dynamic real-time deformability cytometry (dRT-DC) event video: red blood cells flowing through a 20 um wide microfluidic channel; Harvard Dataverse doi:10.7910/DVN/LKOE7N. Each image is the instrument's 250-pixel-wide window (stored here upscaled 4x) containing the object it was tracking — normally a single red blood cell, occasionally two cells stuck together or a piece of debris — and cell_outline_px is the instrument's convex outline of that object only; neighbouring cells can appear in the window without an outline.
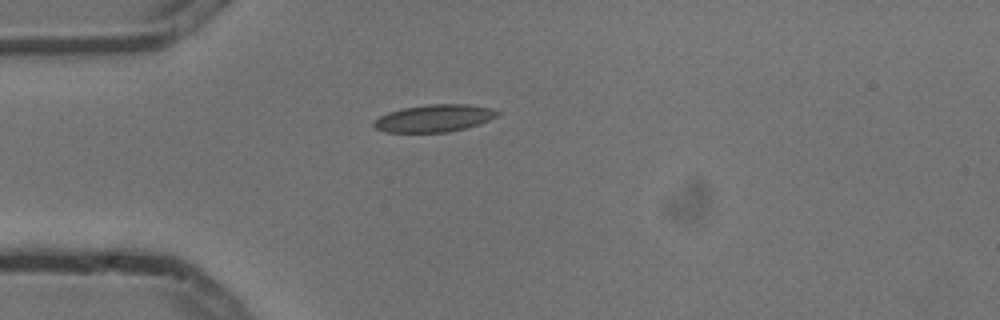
{"species": "common noctule bat (a hibernating species)", "species_latin": "Nyctalus noctula", "temperature_condition": "cold", "stored_images_in_passage": 1, "camera_frame_rate_fps": 3000, "um_per_image_px": 0.085, "animal": {"sex": "male", "body_mass_g": 13.3}, "frame": {"image": 1, "passage_image": 1, "time_ms": 0.0, "image_size_px": [1000, 320], "cell_outline_px": [[500, 112], [496, 116], [480, 124], [448, 132], [384, 132], [376, 128], [372, 124], [372, 120], [388, 112], [404, 108], [428, 104], [468, 104], [492, 108]], "centroid_in_image_um": [36.88, 10.05], "position_along_channel_um": 48.1, "area_um2": 19.65}}